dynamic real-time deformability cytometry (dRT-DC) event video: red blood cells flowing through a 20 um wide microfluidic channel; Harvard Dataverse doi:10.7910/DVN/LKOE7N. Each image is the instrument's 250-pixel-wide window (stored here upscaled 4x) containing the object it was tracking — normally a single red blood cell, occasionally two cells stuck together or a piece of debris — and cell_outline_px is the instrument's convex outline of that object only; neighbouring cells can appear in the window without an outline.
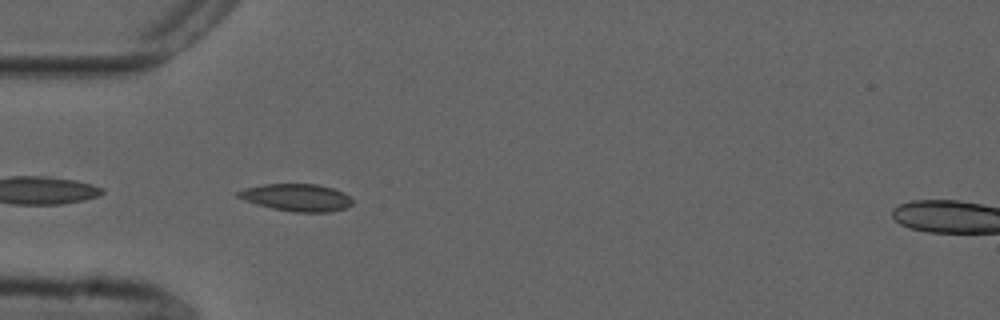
{"species": "common noctule bat (a hibernating species)", "species_latin": "Nyctalus noctula", "temperature_condition": "cold", "stored_images_in_passage": 35, "camera_frame_rate_fps": 3000, "um_per_image_px": 0.085, "animal": {"sex": "male", "forearm_length_mm": 52.5}, "frame": {"image": 1, "passage_image": 2, "time_ms": 0.333, "image_size_px": [1000, 320], "cell_outline_px": [[352, 204], [344, 208], [332, 212], [292, 212], [272, 208], [256, 204], [244, 200], [236, 196], [236, 192], [244, 188], [264, 184], [316, 184], [332, 188], [344, 192], [352, 200]], "centroid_in_image_um": [25.2, 16.79], "position_along_channel_um": 59.8, "area_um2": 18.21}}
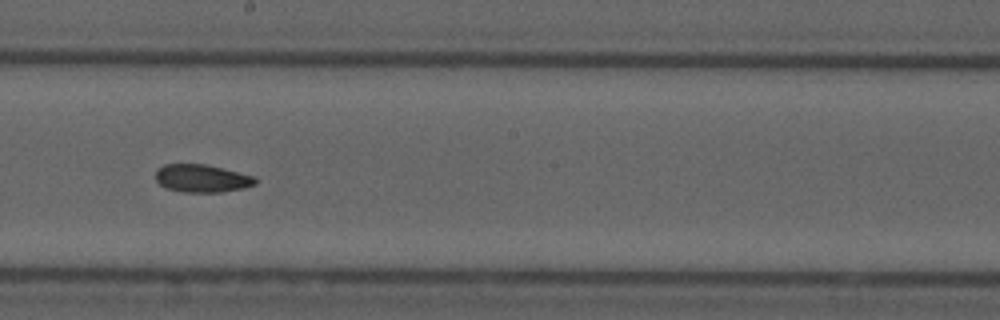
{"frame": {"image": 2, "passage_image": 16, "time_ms": 5.0, "image_size_px": [1000, 320], "cell_outline_px": [[256, 184], [244, 188], [220, 192], [184, 192], [164, 188], [156, 180], [156, 172], [164, 164], [204, 164], [256, 176]], "centroid_in_image_um": [17.17, 15.17], "position_along_channel_um": 231.0, "area_um2": 16.13}}
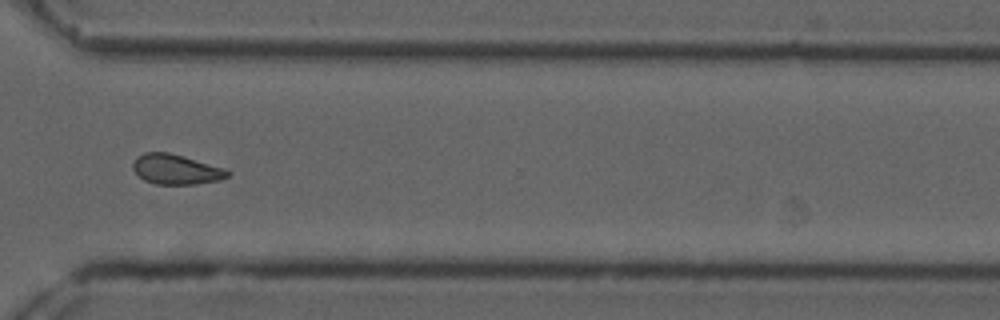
{"frame": {"image": 3, "passage_image": 26, "time_ms": 8.333, "image_size_px": [1000, 320], "cell_outline_px": [[232, 172], [228, 176], [220, 180], [196, 184], [156, 184], [144, 180], [132, 168], [132, 164], [136, 156], [144, 152], [168, 152], [184, 156], [224, 168]], "centroid_in_image_um": [14.96, 14.39], "position_along_channel_um": 355.6, "area_um2": 16.59}, "authors_computed_cell_mechanics": {"area_um2": 16.8776, "velocity_mm_per_s": 3.736, "shape_relaxation_time_tau1_ms": null, "shape_relaxation_time_tau2_ms": 3.9066, "deformation_change_tau1": null, "deformation_change_tau2": 0.0927}}